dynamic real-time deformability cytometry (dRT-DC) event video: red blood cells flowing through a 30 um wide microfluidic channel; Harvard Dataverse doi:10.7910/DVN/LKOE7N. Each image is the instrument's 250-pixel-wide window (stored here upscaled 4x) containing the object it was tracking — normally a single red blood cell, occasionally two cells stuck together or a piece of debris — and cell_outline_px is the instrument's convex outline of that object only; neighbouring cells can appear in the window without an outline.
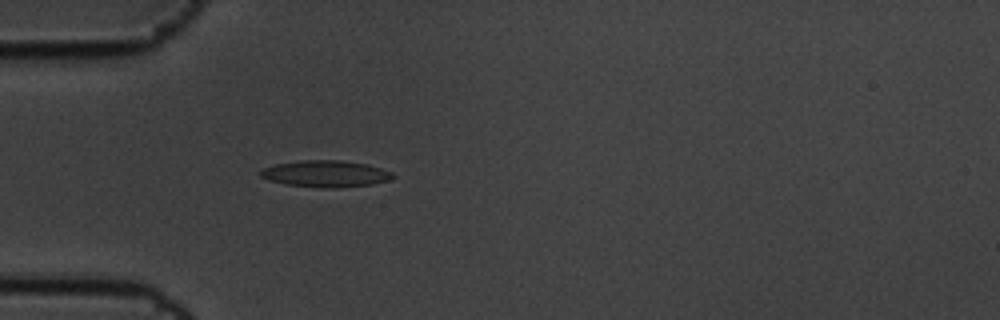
{"species": "common noctule bat (a hibernating species)", "species_latin": "Nyctalus noctula", "temperature_condition": "cold", "stored_images_in_passage": 5, "camera_frame_rate_fps": 3000, "um_per_image_px": 0.085, "animal": {"sex": "male", "body_mass_g": 19.5, "forearm_length_mm": 54.6}, "frame": {"image": 1, "passage_image": 5, "time_ms": 1.333, "image_size_px": [1000, 320], "cell_outline_px": [[396, 176], [388, 180], [372, 184], [332, 188], [284, 184], [268, 180], [260, 176], [260, 172], [264, 168], [276, 164], [300, 160], [340, 160], [368, 164], [392, 172]], "centroid_in_image_um": [27.68, 14.76], "position_along_channel_um": 57.3, "area_um2": 20.35}}